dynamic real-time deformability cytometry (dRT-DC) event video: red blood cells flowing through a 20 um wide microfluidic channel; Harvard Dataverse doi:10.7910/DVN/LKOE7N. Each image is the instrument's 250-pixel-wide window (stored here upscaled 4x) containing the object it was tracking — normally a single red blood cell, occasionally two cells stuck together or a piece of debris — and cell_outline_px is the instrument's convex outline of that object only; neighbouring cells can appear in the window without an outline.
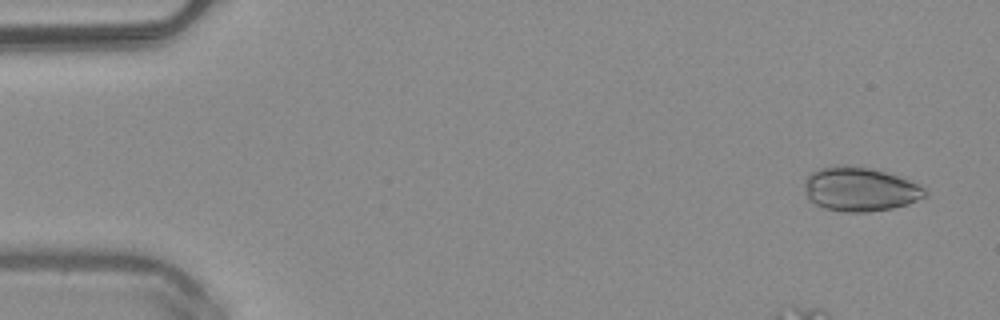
{"species": "common noctule bat (a hibernating species)", "species_latin": "Nyctalus noctula", "temperature_condition": "warm", "stored_images_in_passage": 50, "camera_frame_rate_fps": 3000, "um_per_image_px": 0.085, "animal": {"sex": "male", "body_mass_g": 20.4}, "frame": {"image": 1, "passage_image": 2, "time_ms": 0.333, "image_size_px": [1000, 320], "cell_outline_px": [[928, 196], [908, 204], [892, 208], [868, 212], [844, 212], [824, 208], [808, 200], [804, 192], [804, 180], [812, 172], [820, 168], [844, 164], [848, 164], [868, 168], [884, 172], [908, 180], [924, 188], [928, 192]], "centroid_in_image_um": [73.06, 16.09], "position_along_channel_um": 11.9, "area_um2": 31.04}}
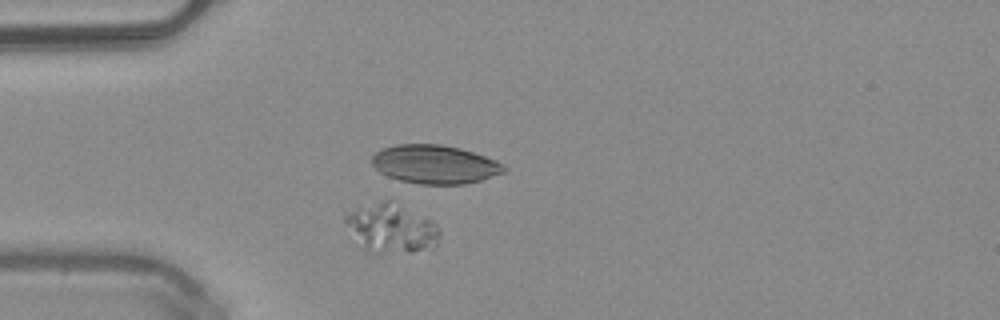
{"frame": {"image": 2, "passage_image": 13, "time_ms": 4.0, "image_size_px": [1000, 320], "cell_outline_px": [[440, 240], [436, 244], [412, 252], [368, 252], [360, 248], [344, 224], [344, 212], [392, 196], [432, 220], [440, 228]], "centroid_in_image_um": [33.22, 19.32], "position_along_channel_um": 51.8, "area_um2": 28.03}}